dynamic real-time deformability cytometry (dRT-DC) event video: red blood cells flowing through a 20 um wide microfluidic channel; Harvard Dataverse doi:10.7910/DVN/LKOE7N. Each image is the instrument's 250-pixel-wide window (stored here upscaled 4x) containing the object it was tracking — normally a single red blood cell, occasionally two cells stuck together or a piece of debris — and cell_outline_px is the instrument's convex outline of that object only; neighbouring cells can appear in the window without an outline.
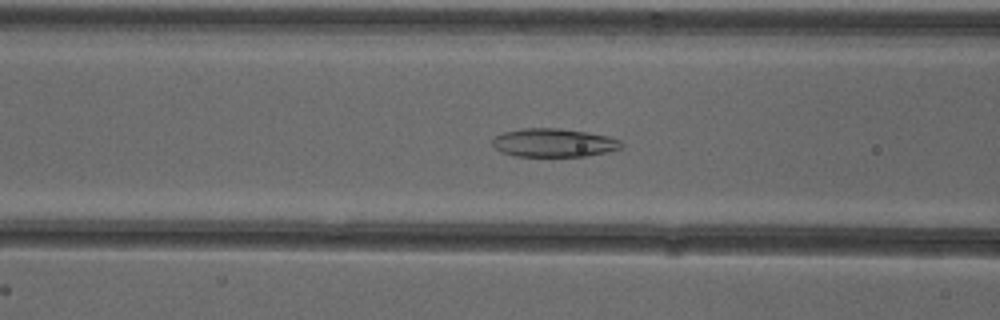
{"species": "common noctule bat (a hibernating species)", "species_latin": "Nyctalus noctula", "temperature_condition": "cold", "stored_images_in_passage": 53, "camera_frame_rate_fps": 3000, "um_per_image_px": 0.085, "animal": {"sex": "female"}, "frame": {"image": 1, "passage_image": 22, "time_ms": 7.0, "image_size_px": [1000, 320], "cell_outline_px": [[624, 144], [620, 148], [608, 152], [588, 156], [516, 156], [500, 152], [492, 144], [492, 140], [496, 136], [504, 132], [520, 128], [560, 128], [608, 136], [620, 140]], "centroid_in_image_um": [47.07, 12.13], "position_along_channel_um": 119.5, "area_um2": 21.39}}
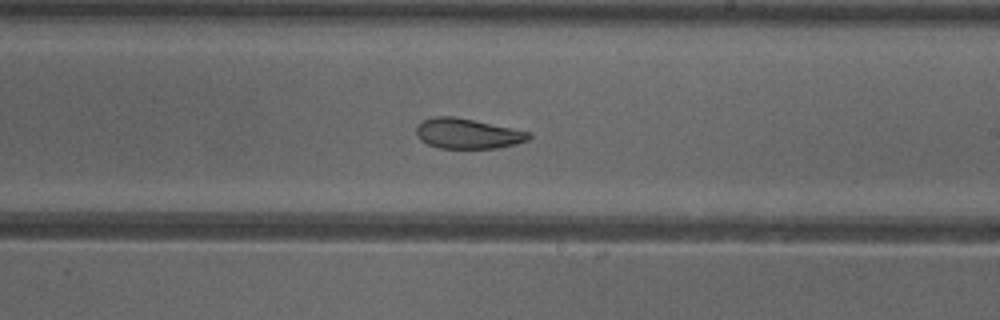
{"frame": {"image": 2, "passage_image": 32, "time_ms": 10.333, "image_size_px": [1000, 320], "cell_outline_px": [[532, 136], [528, 140], [516, 144], [496, 148], [440, 148], [428, 144], [420, 140], [416, 136], [416, 124], [432, 116], [452, 116], [532, 132]], "centroid_in_image_um": [39.73, 11.35], "position_along_channel_um": 249.3, "area_um2": 19.83}}
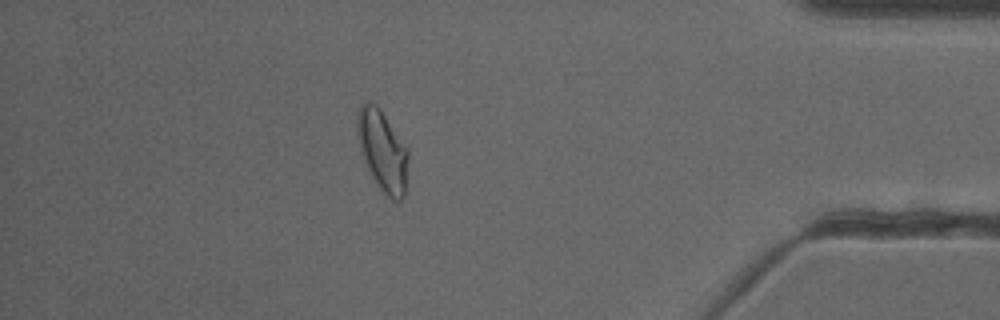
{"frame": {"image": 3, "passage_image": 47, "time_ms": 15.333, "image_size_px": [1000, 320], "cell_outline_px": [[408, 156], [404, 196], [400, 200], [392, 200], [376, 184], [360, 152], [356, 136], [356, 116], [360, 104], [376, 104], [380, 108], [408, 148]], "centroid_in_image_um": [32.49, 12.78], "position_along_channel_um": 402.7, "area_um2": 23.99}, "authors_computed_cell_mechanics": {"area_um2": 23.12, "velocity_mm_per_s": 3.8843, "shape_relaxation_time_tau1_ms": null, "shape_relaxation_time_tau2_ms": 2.9142, "deformation_change_tau1": null, "deformation_change_tau2": 0.0934}}